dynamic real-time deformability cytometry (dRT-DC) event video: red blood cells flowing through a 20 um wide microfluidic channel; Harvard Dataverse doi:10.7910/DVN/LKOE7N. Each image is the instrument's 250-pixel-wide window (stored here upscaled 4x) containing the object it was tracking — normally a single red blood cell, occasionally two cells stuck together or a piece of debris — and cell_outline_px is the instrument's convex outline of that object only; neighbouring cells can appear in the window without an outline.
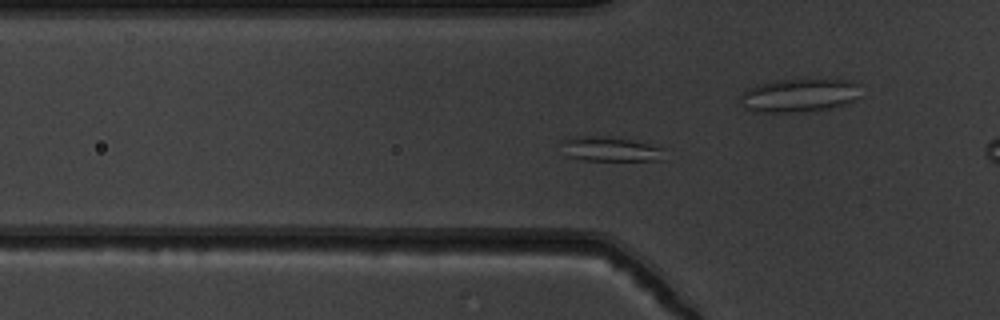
{"species": "common noctule bat (a hibernating species)", "species_latin": "Nyctalus noctula", "temperature_condition": "warm", "stored_images_in_passage": 40, "camera_frame_rate_fps": 3000, "um_per_image_px": 0.085, "animal": {"sex": "male", "body_mass_g": 19.5, "forearm_length_mm": 54.6}, "frame": {"image": 1, "passage_image": 4, "time_ms": 1.0, "image_size_px": [1000, 320], "cell_outline_px": [[664, 160], [584, 160], [568, 156], [560, 144], [560, 140], [580, 136], [600, 136], [632, 140], [664, 148]], "centroid_in_image_um": [51.87, 12.67], "position_along_channel_um": 73.9, "area_um2": 14.62}}
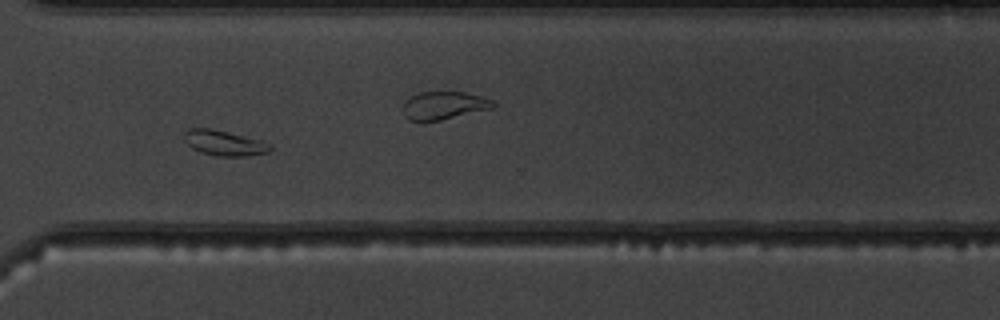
{"frame": {"image": 2, "passage_image": 26, "time_ms": 8.333, "image_size_px": [1000, 320], "cell_outline_px": [[272, 148], [268, 152], [244, 156], [216, 156], [200, 152], [192, 148], [184, 140], [184, 132], [188, 128], [208, 128], [228, 132], [260, 140], [272, 144]], "centroid_in_image_um": [19.04, 12.15], "position_along_channel_um": 351.6, "area_um2": 12.6}}
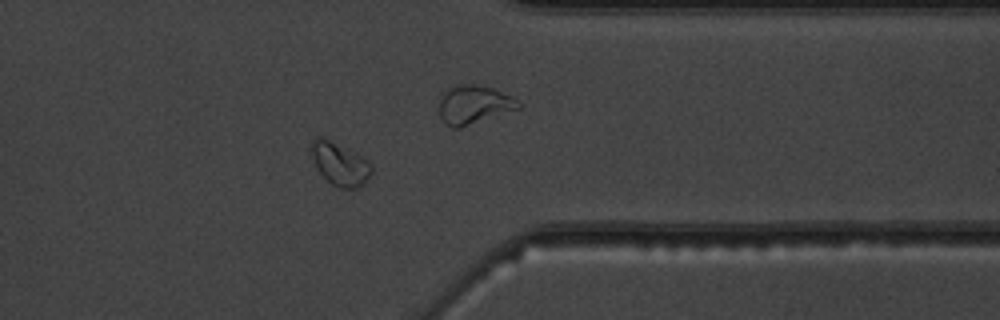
{"frame": {"image": 3, "passage_image": 29, "time_ms": 9.333, "image_size_px": [1000, 320], "cell_outline_px": [[372, 172], [364, 184], [356, 188], [340, 188], [332, 184], [320, 172], [308, 148], [312, 140], [316, 136], [320, 136], [364, 156], [372, 164]], "centroid_in_image_um": [28.9, 13.91], "position_along_channel_um": 382.5, "area_um2": 15.09}}